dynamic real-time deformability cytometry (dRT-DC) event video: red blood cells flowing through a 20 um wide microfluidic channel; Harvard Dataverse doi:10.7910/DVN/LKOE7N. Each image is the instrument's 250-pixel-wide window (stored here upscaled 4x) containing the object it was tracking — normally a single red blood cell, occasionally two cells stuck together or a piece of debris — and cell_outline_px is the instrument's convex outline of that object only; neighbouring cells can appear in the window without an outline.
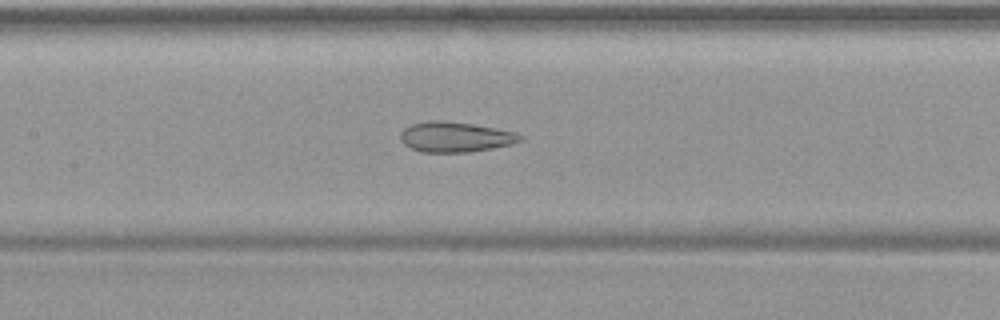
{"species": "common noctule bat (a hibernating species)", "species_latin": "Nyctalus noctula", "temperature_condition": "warm", "stored_images_in_passage": 40, "camera_frame_rate_fps": 3000, "um_per_image_px": 0.085, "animal": {"sex": "female", "body_mass_g": 19.9}, "frame": {"image": 1, "passage_image": 14, "time_ms": 4.333, "image_size_px": [1000, 320], "cell_outline_px": [[524, 140], [512, 144], [492, 148], [468, 152], [420, 152], [404, 144], [400, 140], [400, 132], [404, 128], [412, 124], [428, 120], [440, 120], [472, 124], [496, 128], [516, 132], [524, 136]], "centroid_in_image_um": [38.71, 11.64], "position_along_channel_um": 168.7, "area_um2": 21.21}}
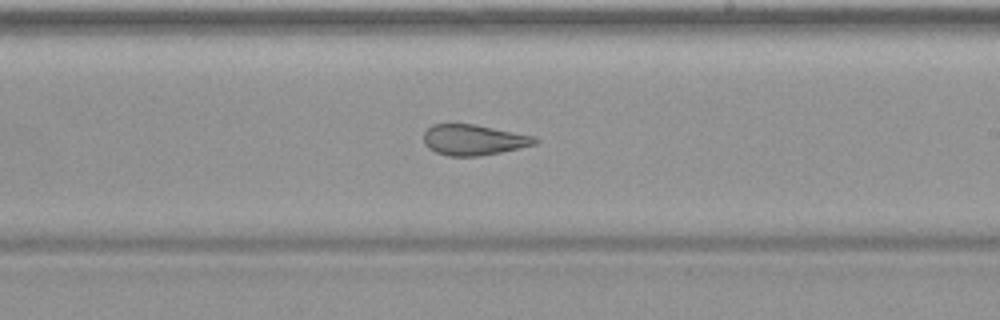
{"frame": {"image": 2, "passage_image": 20, "time_ms": 6.333, "image_size_px": [1000, 320], "cell_outline_px": [[540, 140], [536, 144], [520, 148], [480, 156], [448, 156], [436, 152], [428, 148], [424, 144], [424, 132], [432, 124], [476, 124], [536, 136]], "centroid_in_image_um": [40.28, 11.88], "position_along_channel_um": 248.7, "area_um2": 20.06}}
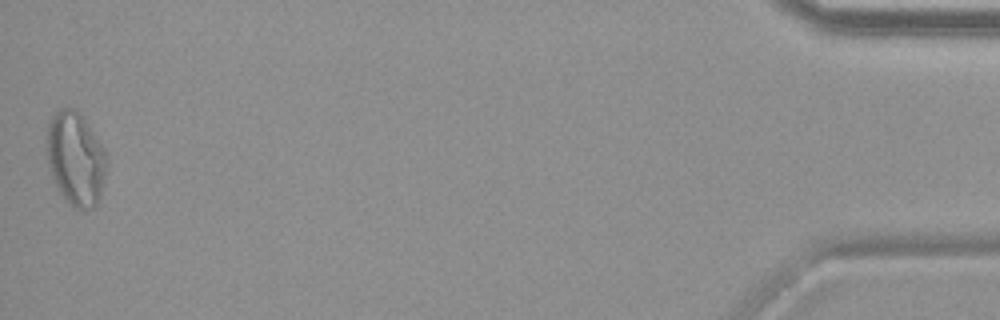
{"frame": {"image": 3, "passage_image": 40, "time_ms": 13.0, "image_size_px": [1000, 320], "cell_outline_px": [[104, 176], [100, 196], [96, 204], [92, 208], [84, 212], [76, 208], [64, 200], [52, 176], [48, 164], [48, 120], [56, 108], [72, 108], [80, 112], [84, 116], [104, 148]], "centroid_in_image_um": [6.41, 13.46], "position_along_channel_um": 428.8, "area_um2": 32.48}}